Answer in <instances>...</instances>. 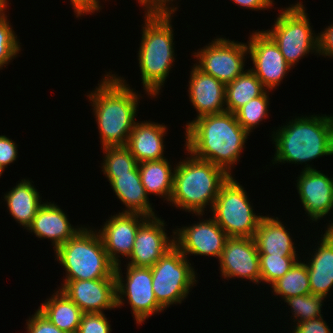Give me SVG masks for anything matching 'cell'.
<instances>
[{
    "instance_id": "7402d4cb",
    "label": "cell",
    "mask_w": 333,
    "mask_h": 333,
    "mask_svg": "<svg viewBox=\"0 0 333 333\" xmlns=\"http://www.w3.org/2000/svg\"><path fill=\"white\" fill-rule=\"evenodd\" d=\"M105 176L117 198L127 208L122 213H136L146 217L157 216L152 204L149 203L138 168L129 174Z\"/></svg>"
},
{
    "instance_id": "f1b7e54d",
    "label": "cell",
    "mask_w": 333,
    "mask_h": 333,
    "mask_svg": "<svg viewBox=\"0 0 333 333\" xmlns=\"http://www.w3.org/2000/svg\"><path fill=\"white\" fill-rule=\"evenodd\" d=\"M271 288L276 296H281L283 300L295 296L311 294L308 267L301 260H297L290 270L280 279L275 281Z\"/></svg>"
},
{
    "instance_id": "277c9868",
    "label": "cell",
    "mask_w": 333,
    "mask_h": 333,
    "mask_svg": "<svg viewBox=\"0 0 333 333\" xmlns=\"http://www.w3.org/2000/svg\"><path fill=\"white\" fill-rule=\"evenodd\" d=\"M138 51L139 69L145 93L158 96L175 62L173 13H144Z\"/></svg>"
},
{
    "instance_id": "74e56055",
    "label": "cell",
    "mask_w": 333,
    "mask_h": 333,
    "mask_svg": "<svg viewBox=\"0 0 333 333\" xmlns=\"http://www.w3.org/2000/svg\"><path fill=\"white\" fill-rule=\"evenodd\" d=\"M292 333H333L323 317H317L295 325Z\"/></svg>"
},
{
    "instance_id": "d4e9b609",
    "label": "cell",
    "mask_w": 333,
    "mask_h": 333,
    "mask_svg": "<svg viewBox=\"0 0 333 333\" xmlns=\"http://www.w3.org/2000/svg\"><path fill=\"white\" fill-rule=\"evenodd\" d=\"M41 198L28 179H22L4 195L10 214L24 227L23 229H27L32 224L38 208L42 205Z\"/></svg>"
},
{
    "instance_id": "ffe728a7",
    "label": "cell",
    "mask_w": 333,
    "mask_h": 333,
    "mask_svg": "<svg viewBox=\"0 0 333 333\" xmlns=\"http://www.w3.org/2000/svg\"><path fill=\"white\" fill-rule=\"evenodd\" d=\"M38 208L32 224L27 228L36 237L50 239L54 251L72 238L82 227H73L65 212L56 204L42 202Z\"/></svg>"
},
{
    "instance_id": "30bf717a",
    "label": "cell",
    "mask_w": 333,
    "mask_h": 333,
    "mask_svg": "<svg viewBox=\"0 0 333 333\" xmlns=\"http://www.w3.org/2000/svg\"><path fill=\"white\" fill-rule=\"evenodd\" d=\"M126 269V280H124L120 264L115 266L116 305L117 308L122 307L123 301H126L123 297L128 298L134 319L140 325L151 315L165 309L156 300L152 287L151 268L128 265Z\"/></svg>"
},
{
    "instance_id": "ac0fdd59",
    "label": "cell",
    "mask_w": 333,
    "mask_h": 333,
    "mask_svg": "<svg viewBox=\"0 0 333 333\" xmlns=\"http://www.w3.org/2000/svg\"><path fill=\"white\" fill-rule=\"evenodd\" d=\"M98 231L110 261L117 266L121 264L120 255L130 256L139 226L148 218L136 213L111 215Z\"/></svg>"
},
{
    "instance_id": "4dcf8cb0",
    "label": "cell",
    "mask_w": 333,
    "mask_h": 333,
    "mask_svg": "<svg viewBox=\"0 0 333 333\" xmlns=\"http://www.w3.org/2000/svg\"><path fill=\"white\" fill-rule=\"evenodd\" d=\"M269 90H265L260 96L253 98L236 113V118L241 127L248 133L252 132L265 117H268ZM252 129V130H251Z\"/></svg>"
},
{
    "instance_id": "2e32d148",
    "label": "cell",
    "mask_w": 333,
    "mask_h": 333,
    "mask_svg": "<svg viewBox=\"0 0 333 333\" xmlns=\"http://www.w3.org/2000/svg\"><path fill=\"white\" fill-rule=\"evenodd\" d=\"M296 187L312 222H317L333 210V178L307 164L298 177Z\"/></svg>"
},
{
    "instance_id": "d590c367",
    "label": "cell",
    "mask_w": 333,
    "mask_h": 333,
    "mask_svg": "<svg viewBox=\"0 0 333 333\" xmlns=\"http://www.w3.org/2000/svg\"><path fill=\"white\" fill-rule=\"evenodd\" d=\"M26 324L27 333H67L52 324L38 309Z\"/></svg>"
},
{
    "instance_id": "836d02e7",
    "label": "cell",
    "mask_w": 333,
    "mask_h": 333,
    "mask_svg": "<svg viewBox=\"0 0 333 333\" xmlns=\"http://www.w3.org/2000/svg\"><path fill=\"white\" fill-rule=\"evenodd\" d=\"M4 13L0 16V69L19 54L20 42Z\"/></svg>"
},
{
    "instance_id": "5b68a950",
    "label": "cell",
    "mask_w": 333,
    "mask_h": 333,
    "mask_svg": "<svg viewBox=\"0 0 333 333\" xmlns=\"http://www.w3.org/2000/svg\"><path fill=\"white\" fill-rule=\"evenodd\" d=\"M189 154V158L180 161L175 167L169 201L176 208L202 216L207 205L212 209L221 185L230 175L223 168Z\"/></svg>"
},
{
    "instance_id": "4316f807",
    "label": "cell",
    "mask_w": 333,
    "mask_h": 333,
    "mask_svg": "<svg viewBox=\"0 0 333 333\" xmlns=\"http://www.w3.org/2000/svg\"><path fill=\"white\" fill-rule=\"evenodd\" d=\"M168 159L145 161L138 163L142 185L146 194H155L170 200L173 191L175 167L172 168Z\"/></svg>"
},
{
    "instance_id": "e0dca14e",
    "label": "cell",
    "mask_w": 333,
    "mask_h": 333,
    "mask_svg": "<svg viewBox=\"0 0 333 333\" xmlns=\"http://www.w3.org/2000/svg\"><path fill=\"white\" fill-rule=\"evenodd\" d=\"M63 291L83 313H103L116 305V280H64Z\"/></svg>"
},
{
    "instance_id": "f546056e",
    "label": "cell",
    "mask_w": 333,
    "mask_h": 333,
    "mask_svg": "<svg viewBox=\"0 0 333 333\" xmlns=\"http://www.w3.org/2000/svg\"><path fill=\"white\" fill-rule=\"evenodd\" d=\"M101 165L104 175L129 174L138 168V162L126 146L105 147Z\"/></svg>"
},
{
    "instance_id": "484cf974",
    "label": "cell",
    "mask_w": 333,
    "mask_h": 333,
    "mask_svg": "<svg viewBox=\"0 0 333 333\" xmlns=\"http://www.w3.org/2000/svg\"><path fill=\"white\" fill-rule=\"evenodd\" d=\"M38 310L60 330L77 333L82 310L60 289L38 307Z\"/></svg>"
},
{
    "instance_id": "6da1fadb",
    "label": "cell",
    "mask_w": 333,
    "mask_h": 333,
    "mask_svg": "<svg viewBox=\"0 0 333 333\" xmlns=\"http://www.w3.org/2000/svg\"><path fill=\"white\" fill-rule=\"evenodd\" d=\"M186 151L194 157L209 161L231 175L245 148L249 134L232 112L202 116L185 126Z\"/></svg>"
},
{
    "instance_id": "7bdbcfd3",
    "label": "cell",
    "mask_w": 333,
    "mask_h": 333,
    "mask_svg": "<svg viewBox=\"0 0 333 333\" xmlns=\"http://www.w3.org/2000/svg\"><path fill=\"white\" fill-rule=\"evenodd\" d=\"M8 4V0H0V16L6 12Z\"/></svg>"
},
{
    "instance_id": "9c48e42d",
    "label": "cell",
    "mask_w": 333,
    "mask_h": 333,
    "mask_svg": "<svg viewBox=\"0 0 333 333\" xmlns=\"http://www.w3.org/2000/svg\"><path fill=\"white\" fill-rule=\"evenodd\" d=\"M187 259L174 245L150 267L153 291L157 302L164 309L172 304H181L198 281Z\"/></svg>"
},
{
    "instance_id": "3957f363",
    "label": "cell",
    "mask_w": 333,
    "mask_h": 333,
    "mask_svg": "<svg viewBox=\"0 0 333 333\" xmlns=\"http://www.w3.org/2000/svg\"><path fill=\"white\" fill-rule=\"evenodd\" d=\"M275 163L302 164L333 155V115L296 117L273 131Z\"/></svg>"
},
{
    "instance_id": "4fadbf2b",
    "label": "cell",
    "mask_w": 333,
    "mask_h": 333,
    "mask_svg": "<svg viewBox=\"0 0 333 333\" xmlns=\"http://www.w3.org/2000/svg\"><path fill=\"white\" fill-rule=\"evenodd\" d=\"M204 220V221H203ZM175 246L184 254L220 258L229 236L211 217L174 230Z\"/></svg>"
},
{
    "instance_id": "f6af8a7d",
    "label": "cell",
    "mask_w": 333,
    "mask_h": 333,
    "mask_svg": "<svg viewBox=\"0 0 333 333\" xmlns=\"http://www.w3.org/2000/svg\"><path fill=\"white\" fill-rule=\"evenodd\" d=\"M4 169L0 166V177L3 174Z\"/></svg>"
},
{
    "instance_id": "f35d334b",
    "label": "cell",
    "mask_w": 333,
    "mask_h": 333,
    "mask_svg": "<svg viewBox=\"0 0 333 333\" xmlns=\"http://www.w3.org/2000/svg\"><path fill=\"white\" fill-rule=\"evenodd\" d=\"M318 52L322 56L333 57V23L318 33Z\"/></svg>"
},
{
    "instance_id": "8fae6325",
    "label": "cell",
    "mask_w": 333,
    "mask_h": 333,
    "mask_svg": "<svg viewBox=\"0 0 333 333\" xmlns=\"http://www.w3.org/2000/svg\"><path fill=\"white\" fill-rule=\"evenodd\" d=\"M247 53L246 43L220 37L212 40L200 51L193 53L194 57L199 60V63L194 65L204 73L227 84L244 72V59H246Z\"/></svg>"
},
{
    "instance_id": "52a82bcc",
    "label": "cell",
    "mask_w": 333,
    "mask_h": 333,
    "mask_svg": "<svg viewBox=\"0 0 333 333\" xmlns=\"http://www.w3.org/2000/svg\"><path fill=\"white\" fill-rule=\"evenodd\" d=\"M305 10L302 2L282 8L273 28L265 31L278 45L291 67L309 52L311 54L318 52V35L312 31L310 19Z\"/></svg>"
},
{
    "instance_id": "d6986e66",
    "label": "cell",
    "mask_w": 333,
    "mask_h": 333,
    "mask_svg": "<svg viewBox=\"0 0 333 333\" xmlns=\"http://www.w3.org/2000/svg\"><path fill=\"white\" fill-rule=\"evenodd\" d=\"M191 69L188 96L198 114L195 119L226 112L225 84L195 65Z\"/></svg>"
},
{
    "instance_id": "ee69618b",
    "label": "cell",
    "mask_w": 333,
    "mask_h": 333,
    "mask_svg": "<svg viewBox=\"0 0 333 333\" xmlns=\"http://www.w3.org/2000/svg\"><path fill=\"white\" fill-rule=\"evenodd\" d=\"M325 233H327V234L333 236V223H329V225H328L327 228H326Z\"/></svg>"
},
{
    "instance_id": "7a4b0ae2",
    "label": "cell",
    "mask_w": 333,
    "mask_h": 333,
    "mask_svg": "<svg viewBox=\"0 0 333 333\" xmlns=\"http://www.w3.org/2000/svg\"><path fill=\"white\" fill-rule=\"evenodd\" d=\"M110 73L87 95L94 107L101 148L126 146L136 123L137 105L141 96L130 89L124 78Z\"/></svg>"
},
{
    "instance_id": "cb8c5ba5",
    "label": "cell",
    "mask_w": 333,
    "mask_h": 333,
    "mask_svg": "<svg viewBox=\"0 0 333 333\" xmlns=\"http://www.w3.org/2000/svg\"><path fill=\"white\" fill-rule=\"evenodd\" d=\"M314 255L306 263L310 292L313 295L323 296L325 299L333 287V236L324 233L321 235Z\"/></svg>"
},
{
    "instance_id": "8992f818",
    "label": "cell",
    "mask_w": 333,
    "mask_h": 333,
    "mask_svg": "<svg viewBox=\"0 0 333 333\" xmlns=\"http://www.w3.org/2000/svg\"><path fill=\"white\" fill-rule=\"evenodd\" d=\"M82 228L55 250L66 271L65 280L115 279V265L108 258L99 233Z\"/></svg>"
},
{
    "instance_id": "603a6c76",
    "label": "cell",
    "mask_w": 333,
    "mask_h": 333,
    "mask_svg": "<svg viewBox=\"0 0 333 333\" xmlns=\"http://www.w3.org/2000/svg\"><path fill=\"white\" fill-rule=\"evenodd\" d=\"M285 228L278 217H262L253 237L259 255L298 256L290 232Z\"/></svg>"
},
{
    "instance_id": "d6a6232c",
    "label": "cell",
    "mask_w": 333,
    "mask_h": 333,
    "mask_svg": "<svg viewBox=\"0 0 333 333\" xmlns=\"http://www.w3.org/2000/svg\"><path fill=\"white\" fill-rule=\"evenodd\" d=\"M261 282L270 286L282 278L299 259L298 256L259 255Z\"/></svg>"
},
{
    "instance_id": "60d3db41",
    "label": "cell",
    "mask_w": 333,
    "mask_h": 333,
    "mask_svg": "<svg viewBox=\"0 0 333 333\" xmlns=\"http://www.w3.org/2000/svg\"><path fill=\"white\" fill-rule=\"evenodd\" d=\"M76 17L83 14L94 13L99 11L102 6L99 5V0H70Z\"/></svg>"
},
{
    "instance_id": "7c38bea8",
    "label": "cell",
    "mask_w": 333,
    "mask_h": 333,
    "mask_svg": "<svg viewBox=\"0 0 333 333\" xmlns=\"http://www.w3.org/2000/svg\"><path fill=\"white\" fill-rule=\"evenodd\" d=\"M247 42L248 54L254 68L250 70L261 81L266 90H273L279 86L284 76L291 70L278 45L263 30L253 32Z\"/></svg>"
},
{
    "instance_id": "5bb4252c",
    "label": "cell",
    "mask_w": 333,
    "mask_h": 333,
    "mask_svg": "<svg viewBox=\"0 0 333 333\" xmlns=\"http://www.w3.org/2000/svg\"><path fill=\"white\" fill-rule=\"evenodd\" d=\"M221 276L260 283V258L253 237H229L218 259Z\"/></svg>"
},
{
    "instance_id": "8d00e7d4",
    "label": "cell",
    "mask_w": 333,
    "mask_h": 333,
    "mask_svg": "<svg viewBox=\"0 0 333 333\" xmlns=\"http://www.w3.org/2000/svg\"><path fill=\"white\" fill-rule=\"evenodd\" d=\"M5 135H0V166L5 169L17 159V144Z\"/></svg>"
},
{
    "instance_id": "83f0119b",
    "label": "cell",
    "mask_w": 333,
    "mask_h": 333,
    "mask_svg": "<svg viewBox=\"0 0 333 333\" xmlns=\"http://www.w3.org/2000/svg\"><path fill=\"white\" fill-rule=\"evenodd\" d=\"M266 88L257 76L248 69L234 81L225 84L226 111L236 113L253 98L260 96Z\"/></svg>"
},
{
    "instance_id": "e575fe53",
    "label": "cell",
    "mask_w": 333,
    "mask_h": 333,
    "mask_svg": "<svg viewBox=\"0 0 333 333\" xmlns=\"http://www.w3.org/2000/svg\"><path fill=\"white\" fill-rule=\"evenodd\" d=\"M104 313H83L77 333H111Z\"/></svg>"
},
{
    "instance_id": "ba28073f",
    "label": "cell",
    "mask_w": 333,
    "mask_h": 333,
    "mask_svg": "<svg viewBox=\"0 0 333 333\" xmlns=\"http://www.w3.org/2000/svg\"><path fill=\"white\" fill-rule=\"evenodd\" d=\"M243 186L229 178L221 185L212 206V218L229 237H254L262 215L254 213Z\"/></svg>"
},
{
    "instance_id": "44dd1931",
    "label": "cell",
    "mask_w": 333,
    "mask_h": 333,
    "mask_svg": "<svg viewBox=\"0 0 333 333\" xmlns=\"http://www.w3.org/2000/svg\"><path fill=\"white\" fill-rule=\"evenodd\" d=\"M166 126L155 122H136L131 131L126 147L138 163L160 160L164 157Z\"/></svg>"
},
{
    "instance_id": "b9f144b4",
    "label": "cell",
    "mask_w": 333,
    "mask_h": 333,
    "mask_svg": "<svg viewBox=\"0 0 333 333\" xmlns=\"http://www.w3.org/2000/svg\"><path fill=\"white\" fill-rule=\"evenodd\" d=\"M235 2V4L245 7L247 9L252 10H267V8H271V6L274 4V0H230Z\"/></svg>"
},
{
    "instance_id": "1f68e13d",
    "label": "cell",
    "mask_w": 333,
    "mask_h": 333,
    "mask_svg": "<svg viewBox=\"0 0 333 333\" xmlns=\"http://www.w3.org/2000/svg\"><path fill=\"white\" fill-rule=\"evenodd\" d=\"M323 296L306 294L295 296L284 300L290 306L292 315H294V322L302 323L313 318L322 316L321 308L323 306Z\"/></svg>"
},
{
    "instance_id": "9a60e30c",
    "label": "cell",
    "mask_w": 333,
    "mask_h": 333,
    "mask_svg": "<svg viewBox=\"0 0 333 333\" xmlns=\"http://www.w3.org/2000/svg\"><path fill=\"white\" fill-rule=\"evenodd\" d=\"M165 223L161 217H148L140 226L135 236L132 252L127 265L152 267L174 245L165 232Z\"/></svg>"
},
{
    "instance_id": "ab89813d",
    "label": "cell",
    "mask_w": 333,
    "mask_h": 333,
    "mask_svg": "<svg viewBox=\"0 0 333 333\" xmlns=\"http://www.w3.org/2000/svg\"><path fill=\"white\" fill-rule=\"evenodd\" d=\"M173 0H138L144 6L145 13H175L176 7H169ZM168 3V4H167Z\"/></svg>"
}]
</instances>
